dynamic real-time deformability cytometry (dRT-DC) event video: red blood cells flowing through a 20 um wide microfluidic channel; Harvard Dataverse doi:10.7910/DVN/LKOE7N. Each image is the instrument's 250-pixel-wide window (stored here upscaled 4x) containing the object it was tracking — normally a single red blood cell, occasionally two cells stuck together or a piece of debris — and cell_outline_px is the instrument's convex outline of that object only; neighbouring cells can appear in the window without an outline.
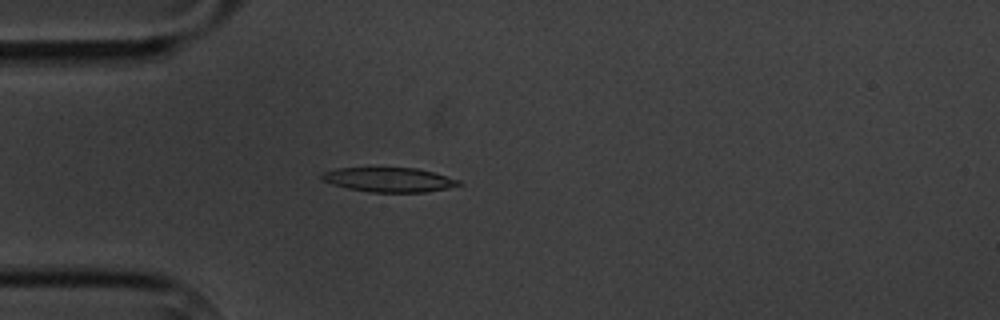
{"species": "common noctule bat (a hibernating species)", "species_latin": "Nyctalus noctula", "temperature_condition": "cold", "stored_images_in_passage": 6, "camera_frame_rate_fps": 3000, "um_per_image_px": 0.085, "animal": {"sex": "male", "body_mass_g": 20.1, "forearm_length_mm": 53.5}, "frame": {"image": 1, "passage_image": 5, "time_ms": 4.667, "image_size_px": [1000, 320], "cell_outline_px": [[464, 184], [448, 188], [424, 192], [368, 192], [348, 188], [332, 184], [320, 180], [320, 176], [324, 172], [336, 168], [416, 168], [432, 172], [460, 180]], "centroid_in_image_um": [33.05, 15.28], "position_along_channel_um": 51.9, "area_um2": 19.48}}